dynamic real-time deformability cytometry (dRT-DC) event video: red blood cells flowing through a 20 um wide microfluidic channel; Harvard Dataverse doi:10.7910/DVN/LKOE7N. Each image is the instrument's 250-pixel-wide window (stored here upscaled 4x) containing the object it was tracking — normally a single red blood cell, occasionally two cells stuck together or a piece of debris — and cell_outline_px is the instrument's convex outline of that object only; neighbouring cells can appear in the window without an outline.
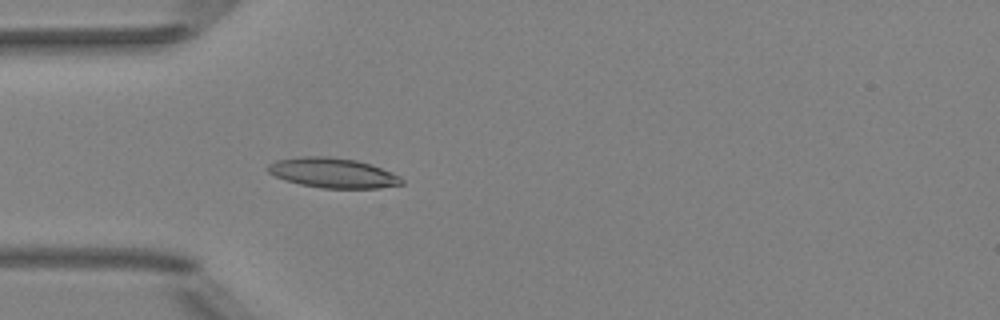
{"species": "Egyptian fruit bat (a non-hibernating species)", "species_latin": "Rousettus aegyptiacus", "temperature_condition": "room temperature", "stored_images_in_passage": 52, "camera_frame_rate_fps": 3000, "um_per_image_px": 0.085, "animal": {"sex": "female"}, "frame": {"image": 1, "passage_image": 16, "time_ms": 5.0, "image_size_px": [1000, 320], "cell_outline_px": [[404, 184], [380, 188], [320, 188], [300, 184], [284, 180], [268, 172], [268, 164], [276, 160], [300, 156], [328, 156], [356, 160], [372, 164], [400, 176], [404, 180]], "centroid_in_image_um": [28.31, 14.69], "position_along_channel_um": 56.7, "area_um2": 23.47}}
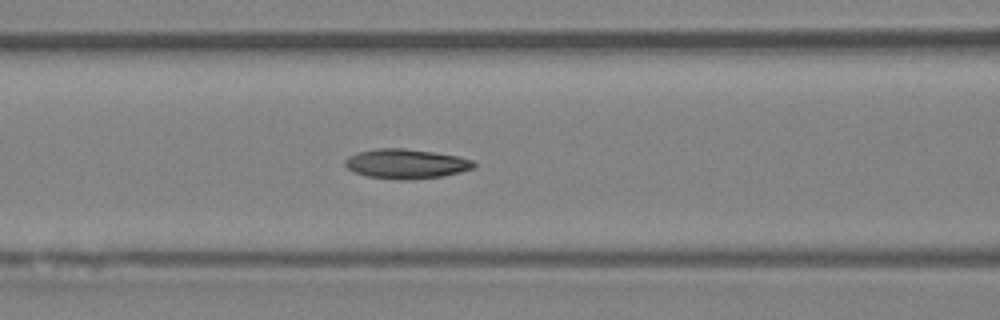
{"frame": {"image": 2, "passage_image": 22, "time_ms": 7.0, "image_size_px": [1000, 320], "cell_outline_px": [[476, 168], [444, 176], [416, 180], [400, 180], [368, 176], [352, 172], [344, 164], [344, 160], [348, 156], [360, 152], [376, 148], [404, 148], [460, 156], [472, 160], [476, 164]], "centroid_in_image_um": [34.54, 13.93], "position_along_channel_um": 132.1, "area_um2": 22.48}}
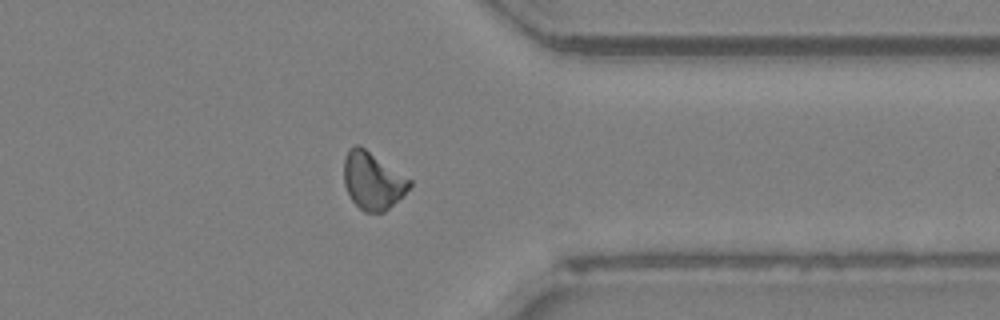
{"frame": {"image": 3, "passage_image": 41, "time_ms": 13.333, "image_size_px": [1000, 320], "cell_outline_px": [[412, 184], [384, 212], [364, 212], [352, 200], [344, 184], [344, 156], [348, 148], [356, 144], [360, 144], [412, 180]], "centroid_in_image_um": [31.64, 15.31], "position_along_channel_um": 379.8, "area_um2": 21.79}, "authors_computed_cell_mechanics": {"area_um2": 21.7039, "velocity_mm_per_s": 4.0336, "shape_relaxation_time_tau1_ms": 4.9577, "shape_relaxation_time_tau2_ms": 9.4128, "deformation_change_tau1": 0.1197, "deformation_change_tau2": 0.1595}}